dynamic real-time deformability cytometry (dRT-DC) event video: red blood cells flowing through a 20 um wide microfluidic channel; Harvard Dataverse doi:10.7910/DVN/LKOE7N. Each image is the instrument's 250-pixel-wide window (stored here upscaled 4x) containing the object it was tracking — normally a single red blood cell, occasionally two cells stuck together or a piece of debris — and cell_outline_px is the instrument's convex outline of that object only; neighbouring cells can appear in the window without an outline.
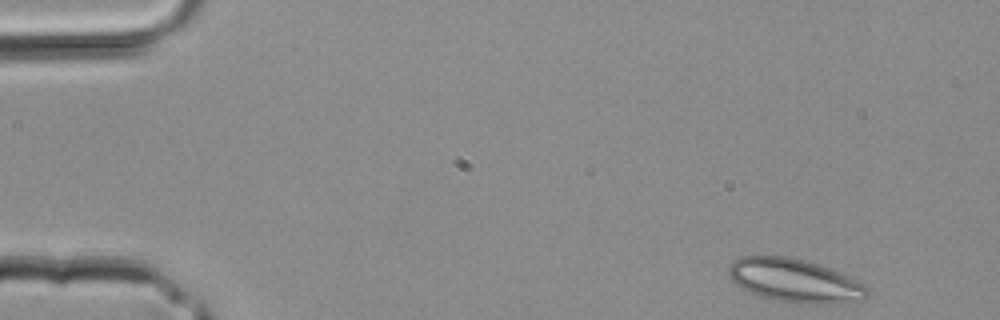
{"species": "common noctule bat (a hibernating species)", "species_latin": "Nyctalus noctula", "temperature_condition": "room temperature", "stored_images_in_passage": 37, "camera_frame_rate_fps": 3000, "um_per_image_px": 0.085, "animal": {"sex": "male", "body_mass_g": 20.4}, "frame": {"image": 1, "passage_image": 1, "time_ms": 0.0, "image_size_px": [1000, 320], "cell_outline_px": [[868, 296], [828, 304], [800, 304], [760, 296], [736, 284], [728, 276], [728, 268], [732, 260], [740, 256], [788, 256], [804, 260], [828, 268], [856, 280], [864, 284], [868, 288]], "centroid_in_image_um": [67.48, 23.83], "position_along_channel_um": 17.5, "area_um2": 34.45}}
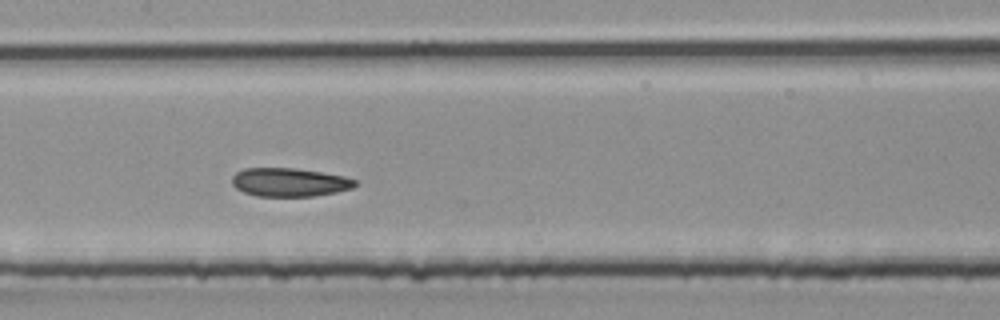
{"frame": {"image": 2, "passage_image": 17, "time_ms": 5.333, "image_size_px": [1000, 320], "cell_outline_px": [[356, 184], [352, 188], [336, 192], [312, 196], [256, 196], [244, 192], [236, 188], [232, 184], [232, 176], [236, 172], [244, 168], [296, 168], [344, 176], [356, 180]], "centroid_in_image_um": [24.58, 15.49], "position_along_channel_um": 182.8, "area_um2": 20.4}}
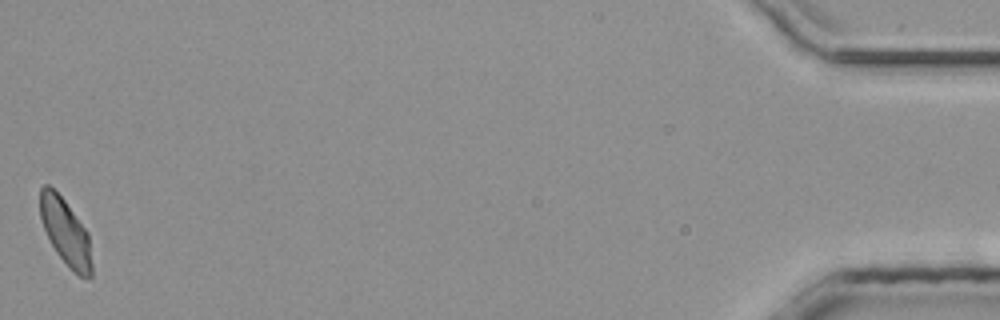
{"frame": {"image": 3, "passage_image": 37, "time_ms": 12.0, "image_size_px": [1000, 320], "cell_outline_px": [[92, 276], [88, 280], [80, 276], [68, 268], [56, 252], [44, 228], [40, 216], [40, 188], [44, 184], [48, 184], [64, 200], [88, 232], [92, 264]], "centroid_in_image_um": [5.59, 19.77], "position_along_channel_um": 429.6, "area_um2": 19.94}}